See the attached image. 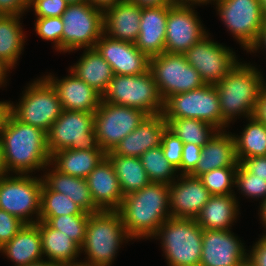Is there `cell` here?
I'll list each match as a JSON object with an SVG mask.
<instances>
[{
    "mask_svg": "<svg viewBox=\"0 0 266 266\" xmlns=\"http://www.w3.org/2000/svg\"><path fill=\"white\" fill-rule=\"evenodd\" d=\"M0 149L5 173H31L47 169L51 155L47 146V133L20 122L9 111L5 113L0 127ZM9 171V172H8Z\"/></svg>",
    "mask_w": 266,
    "mask_h": 266,
    "instance_id": "obj_1",
    "label": "cell"
},
{
    "mask_svg": "<svg viewBox=\"0 0 266 266\" xmlns=\"http://www.w3.org/2000/svg\"><path fill=\"white\" fill-rule=\"evenodd\" d=\"M169 208V185L150 182L124 196L117 211L131 239H148L171 217Z\"/></svg>",
    "mask_w": 266,
    "mask_h": 266,
    "instance_id": "obj_2",
    "label": "cell"
},
{
    "mask_svg": "<svg viewBox=\"0 0 266 266\" xmlns=\"http://www.w3.org/2000/svg\"><path fill=\"white\" fill-rule=\"evenodd\" d=\"M266 85L262 74L254 66L238 62L214 86L218 92L222 120L229 125L235 116L254 117L262 88Z\"/></svg>",
    "mask_w": 266,
    "mask_h": 266,
    "instance_id": "obj_3",
    "label": "cell"
},
{
    "mask_svg": "<svg viewBox=\"0 0 266 266\" xmlns=\"http://www.w3.org/2000/svg\"><path fill=\"white\" fill-rule=\"evenodd\" d=\"M131 239L126 233L121 216L117 210H101L89 214L86 227L84 250L86 263L110 266L117 250L124 240Z\"/></svg>",
    "mask_w": 266,
    "mask_h": 266,
    "instance_id": "obj_4",
    "label": "cell"
},
{
    "mask_svg": "<svg viewBox=\"0 0 266 266\" xmlns=\"http://www.w3.org/2000/svg\"><path fill=\"white\" fill-rule=\"evenodd\" d=\"M203 229L195 219L169 218L152 237H160L169 266H199Z\"/></svg>",
    "mask_w": 266,
    "mask_h": 266,
    "instance_id": "obj_5",
    "label": "cell"
},
{
    "mask_svg": "<svg viewBox=\"0 0 266 266\" xmlns=\"http://www.w3.org/2000/svg\"><path fill=\"white\" fill-rule=\"evenodd\" d=\"M102 101L136 108L149 116L162 114L164 108V100L150 70L140 75H113Z\"/></svg>",
    "mask_w": 266,
    "mask_h": 266,
    "instance_id": "obj_6",
    "label": "cell"
},
{
    "mask_svg": "<svg viewBox=\"0 0 266 266\" xmlns=\"http://www.w3.org/2000/svg\"><path fill=\"white\" fill-rule=\"evenodd\" d=\"M26 89L16 107L8 102V111L20 122L48 133L63 111L56 90L45 78L34 81Z\"/></svg>",
    "mask_w": 266,
    "mask_h": 266,
    "instance_id": "obj_7",
    "label": "cell"
},
{
    "mask_svg": "<svg viewBox=\"0 0 266 266\" xmlns=\"http://www.w3.org/2000/svg\"><path fill=\"white\" fill-rule=\"evenodd\" d=\"M50 155L63 149L102 150L94 129V113L63 110L47 133Z\"/></svg>",
    "mask_w": 266,
    "mask_h": 266,
    "instance_id": "obj_8",
    "label": "cell"
},
{
    "mask_svg": "<svg viewBox=\"0 0 266 266\" xmlns=\"http://www.w3.org/2000/svg\"><path fill=\"white\" fill-rule=\"evenodd\" d=\"M218 92L214 85L203 86L170 96L164 102L165 119L194 118L215 126L219 131L228 125L222 120Z\"/></svg>",
    "mask_w": 266,
    "mask_h": 266,
    "instance_id": "obj_9",
    "label": "cell"
},
{
    "mask_svg": "<svg viewBox=\"0 0 266 266\" xmlns=\"http://www.w3.org/2000/svg\"><path fill=\"white\" fill-rule=\"evenodd\" d=\"M61 19L63 52L94 48L104 34L103 11L87 1L69 4Z\"/></svg>",
    "mask_w": 266,
    "mask_h": 266,
    "instance_id": "obj_10",
    "label": "cell"
},
{
    "mask_svg": "<svg viewBox=\"0 0 266 266\" xmlns=\"http://www.w3.org/2000/svg\"><path fill=\"white\" fill-rule=\"evenodd\" d=\"M42 185V177L32 178L26 174L8 177L5 173L0 178V209L20 218L26 224L37 223L41 210ZM34 213L36 221L30 219Z\"/></svg>",
    "mask_w": 266,
    "mask_h": 266,
    "instance_id": "obj_11",
    "label": "cell"
},
{
    "mask_svg": "<svg viewBox=\"0 0 266 266\" xmlns=\"http://www.w3.org/2000/svg\"><path fill=\"white\" fill-rule=\"evenodd\" d=\"M149 70L164 102L175 94L195 90L205 84L198 71L183 54L163 52L150 57Z\"/></svg>",
    "mask_w": 266,
    "mask_h": 266,
    "instance_id": "obj_12",
    "label": "cell"
},
{
    "mask_svg": "<svg viewBox=\"0 0 266 266\" xmlns=\"http://www.w3.org/2000/svg\"><path fill=\"white\" fill-rule=\"evenodd\" d=\"M149 115L139 109L101 101L94 113V129L100 148L108 153Z\"/></svg>",
    "mask_w": 266,
    "mask_h": 266,
    "instance_id": "obj_13",
    "label": "cell"
},
{
    "mask_svg": "<svg viewBox=\"0 0 266 266\" xmlns=\"http://www.w3.org/2000/svg\"><path fill=\"white\" fill-rule=\"evenodd\" d=\"M225 26L249 52L258 40L265 16L260 0H212Z\"/></svg>",
    "mask_w": 266,
    "mask_h": 266,
    "instance_id": "obj_14",
    "label": "cell"
},
{
    "mask_svg": "<svg viewBox=\"0 0 266 266\" xmlns=\"http://www.w3.org/2000/svg\"><path fill=\"white\" fill-rule=\"evenodd\" d=\"M234 53L231 49L209 40L207 34L183 55L198 71L205 84L215 85L238 63Z\"/></svg>",
    "mask_w": 266,
    "mask_h": 266,
    "instance_id": "obj_15",
    "label": "cell"
},
{
    "mask_svg": "<svg viewBox=\"0 0 266 266\" xmlns=\"http://www.w3.org/2000/svg\"><path fill=\"white\" fill-rule=\"evenodd\" d=\"M192 7L193 5L178 4L169 6L165 37L166 53L184 54L208 34Z\"/></svg>",
    "mask_w": 266,
    "mask_h": 266,
    "instance_id": "obj_16",
    "label": "cell"
},
{
    "mask_svg": "<svg viewBox=\"0 0 266 266\" xmlns=\"http://www.w3.org/2000/svg\"><path fill=\"white\" fill-rule=\"evenodd\" d=\"M241 241L229 230H203L199 266H241L248 254Z\"/></svg>",
    "mask_w": 266,
    "mask_h": 266,
    "instance_id": "obj_17",
    "label": "cell"
},
{
    "mask_svg": "<svg viewBox=\"0 0 266 266\" xmlns=\"http://www.w3.org/2000/svg\"><path fill=\"white\" fill-rule=\"evenodd\" d=\"M94 48L110 64L114 75H140L149 70L150 58L135 43L111 39L103 34Z\"/></svg>",
    "mask_w": 266,
    "mask_h": 266,
    "instance_id": "obj_18",
    "label": "cell"
},
{
    "mask_svg": "<svg viewBox=\"0 0 266 266\" xmlns=\"http://www.w3.org/2000/svg\"><path fill=\"white\" fill-rule=\"evenodd\" d=\"M178 180L169 185L171 218L195 219L212 195L199 177L180 174Z\"/></svg>",
    "mask_w": 266,
    "mask_h": 266,
    "instance_id": "obj_19",
    "label": "cell"
},
{
    "mask_svg": "<svg viewBox=\"0 0 266 266\" xmlns=\"http://www.w3.org/2000/svg\"><path fill=\"white\" fill-rule=\"evenodd\" d=\"M70 76L61 80L51 74L44 78L56 90L63 110L95 113L102 95L70 71Z\"/></svg>",
    "mask_w": 266,
    "mask_h": 266,
    "instance_id": "obj_20",
    "label": "cell"
},
{
    "mask_svg": "<svg viewBox=\"0 0 266 266\" xmlns=\"http://www.w3.org/2000/svg\"><path fill=\"white\" fill-rule=\"evenodd\" d=\"M168 128L163 114L148 116L133 132L124 137L113 152L120 156L140 157L151 148L161 145Z\"/></svg>",
    "mask_w": 266,
    "mask_h": 266,
    "instance_id": "obj_21",
    "label": "cell"
},
{
    "mask_svg": "<svg viewBox=\"0 0 266 266\" xmlns=\"http://www.w3.org/2000/svg\"><path fill=\"white\" fill-rule=\"evenodd\" d=\"M94 204L100 210H118L124 194L112 164L105 157L86 177Z\"/></svg>",
    "mask_w": 266,
    "mask_h": 266,
    "instance_id": "obj_22",
    "label": "cell"
},
{
    "mask_svg": "<svg viewBox=\"0 0 266 266\" xmlns=\"http://www.w3.org/2000/svg\"><path fill=\"white\" fill-rule=\"evenodd\" d=\"M169 6L141 8L140 32L135 46L149 58L165 52Z\"/></svg>",
    "mask_w": 266,
    "mask_h": 266,
    "instance_id": "obj_23",
    "label": "cell"
},
{
    "mask_svg": "<svg viewBox=\"0 0 266 266\" xmlns=\"http://www.w3.org/2000/svg\"><path fill=\"white\" fill-rule=\"evenodd\" d=\"M103 22L106 36L135 43L140 32L141 8L125 0L104 10Z\"/></svg>",
    "mask_w": 266,
    "mask_h": 266,
    "instance_id": "obj_24",
    "label": "cell"
},
{
    "mask_svg": "<svg viewBox=\"0 0 266 266\" xmlns=\"http://www.w3.org/2000/svg\"><path fill=\"white\" fill-rule=\"evenodd\" d=\"M224 132L218 131L202 147L200 160L189 175L199 177L216 168L238 167L233 134Z\"/></svg>",
    "mask_w": 266,
    "mask_h": 266,
    "instance_id": "obj_25",
    "label": "cell"
},
{
    "mask_svg": "<svg viewBox=\"0 0 266 266\" xmlns=\"http://www.w3.org/2000/svg\"><path fill=\"white\" fill-rule=\"evenodd\" d=\"M43 177L42 182L49 190L65 194L84 212L90 214L101 211L94 204L86 178L63 174L54 167L52 171H48Z\"/></svg>",
    "mask_w": 266,
    "mask_h": 266,
    "instance_id": "obj_26",
    "label": "cell"
},
{
    "mask_svg": "<svg viewBox=\"0 0 266 266\" xmlns=\"http://www.w3.org/2000/svg\"><path fill=\"white\" fill-rule=\"evenodd\" d=\"M0 251L15 262V266H26L41 260L43 256L41 234L35 224H26Z\"/></svg>",
    "mask_w": 266,
    "mask_h": 266,
    "instance_id": "obj_27",
    "label": "cell"
},
{
    "mask_svg": "<svg viewBox=\"0 0 266 266\" xmlns=\"http://www.w3.org/2000/svg\"><path fill=\"white\" fill-rule=\"evenodd\" d=\"M235 194L212 195L195 218L203 230H229L239 213Z\"/></svg>",
    "mask_w": 266,
    "mask_h": 266,
    "instance_id": "obj_28",
    "label": "cell"
},
{
    "mask_svg": "<svg viewBox=\"0 0 266 266\" xmlns=\"http://www.w3.org/2000/svg\"><path fill=\"white\" fill-rule=\"evenodd\" d=\"M105 157L103 150L63 149L51 155L49 166L66 175L86 178Z\"/></svg>",
    "mask_w": 266,
    "mask_h": 266,
    "instance_id": "obj_29",
    "label": "cell"
},
{
    "mask_svg": "<svg viewBox=\"0 0 266 266\" xmlns=\"http://www.w3.org/2000/svg\"><path fill=\"white\" fill-rule=\"evenodd\" d=\"M35 225L41 234V244L43 255L49 261L60 266L74 263L81 253V247L75 243L68 235L51 228L46 222L38 221Z\"/></svg>",
    "mask_w": 266,
    "mask_h": 266,
    "instance_id": "obj_30",
    "label": "cell"
},
{
    "mask_svg": "<svg viewBox=\"0 0 266 266\" xmlns=\"http://www.w3.org/2000/svg\"><path fill=\"white\" fill-rule=\"evenodd\" d=\"M69 70L101 95L114 75L110 64L95 48L85 49L79 61Z\"/></svg>",
    "mask_w": 266,
    "mask_h": 266,
    "instance_id": "obj_31",
    "label": "cell"
},
{
    "mask_svg": "<svg viewBox=\"0 0 266 266\" xmlns=\"http://www.w3.org/2000/svg\"><path fill=\"white\" fill-rule=\"evenodd\" d=\"M119 180L124 196L142 189L150 183L140 158L120 156L113 151L106 153Z\"/></svg>",
    "mask_w": 266,
    "mask_h": 266,
    "instance_id": "obj_32",
    "label": "cell"
},
{
    "mask_svg": "<svg viewBox=\"0 0 266 266\" xmlns=\"http://www.w3.org/2000/svg\"><path fill=\"white\" fill-rule=\"evenodd\" d=\"M21 16L0 15V59L11 69L17 64V60L24 48V37Z\"/></svg>",
    "mask_w": 266,
    "mask_h": 266,
    "instance_id": "obj_33",
    "label": "cell"
},
{
    "mask_svg": "<svg viewBox=\"0 0 266 266\" xmlns=\"http://www.w3.org/2000/svg\"><path fill=\"white\" fill-rule=\"evenodd\" d=\"M249 123L240 136H235V148L238 162L246 158L266 156V124L255 116L248 118Z\"/></svg>",
    "mask_w": 266,
    "mask_h": 266,
    "instance_id": "obj_34",
    "label": "cell"
},
{
    "mask_svg": "<svg viewBox=\"0 0 266 266\" xmlns=\"http://www.w3.org/2000/svg\"><path fill=\"white\" fill-rule=\"evenodd\" d=\"M168 129L183 143H192L203 147L219 130L204 121L194 118L165 119Z\"/></svg>",
    "mask_w": 266,
    "mask_h": 266,
    "instance_id": "obj_35",
    "label": "cell"
},
{
    "mask_svg": "<svg viewBox=\"0 0 266 266\" xmlns=\"http://www.w3.org/2000/svg\"><path fill=\"white\" fill-rule=\"evenodd\" d=\"M139 158L150 182L170 185L176 180L177 169L165 158L161 145L147 150Z\"/></svg>",
    "mask_w": 266,
    "mask_h": 266,
    "instance_id": "obj_36",
    "label": "cell"
},
{
    "mask_svg": "<svg viewBox=\"0 0 266 266\" xmlns=\"http://www.w3.org/2000/svg\"><path fill=\"white\" fill-rule=\"evenodd\" d=\"M89 214L84 212L65 194L49 190L44 184L41 190L40 217H57L61 215Z\"/></svg>",
    "mask_w": 266,
    "mask_h": 266,
    "instance_id": "obj_37",
    "label": "cell"
},
{
    "mask_svg": "<svg viewBox=\"0 0 266 266\" xmlns=\"http://www.w3.org/2000/svg\"><path fill=\"white\" fill-rule=\"evenodd\" d=\"M39 221L46 222L51 228L68 235L80 247L84 243L89 214L61 215L57 217H39Z\"/></svg>",
    "mask_w": 266,
    "mask_h": 266,
    "instance_id": "obj_38",
    "label": "cell"
},
{
    "mask_svg": "<svg viewBox=\"0 0 266 266\" xmlns=\"http://www.w3.org/2000/svg\"><path fill=\"white\" fill-rule=\"evenodd\" d=\"M237 168H216L199 176V179L211 195H230L234 193L231 189L235 185Z\"/></svg>",
    "mask_w": 266,
    "mask_h": 266,
    "instance_id": "obj_39",
    "label": "cell"
},
{
    "mask_svg": "<svg viewBox=\"0 0 266 266\" xmlns=\"http://www.w3.org/2000/svg\"><path fill=\"white\" fill-rule=\"evenodd\" d=\"M234 187H239L245 196L251 198H261L263 201L266 199V178L256 177L250 173L241 163H239L235 175Z\"/></svg>",
    "mask_w": 266,
    "mask_h": 266,
    "instance_id": "obj_40",
    "label": "cell"
},
{
    "mask_svg": "<svg viewBox=\"0 0 266 266\" xmlns=\"http://www.w3.org/2000/svg\"><path fill=\"white\" fill-rule=\"evenodd\" d=\"M35 31L42 39L54 41V47L62 52L63 21L61 17L37 18Z\"/></svg>",
    "mask_w": 266,
    "mask_h": 266,
    "instance_id": "obj_41",
    "label": "cell"
},
{
    "mask_svg": "<svg viewBox=\"0 0 266 266\" xmlns=\"http://www.w3.org/2000/svg\"><path fill=\"white\" fill-rule=\"evenodd\" d=\"M184 143L168 128L162 136L161 147L168 162L178 169L181 165Z\"/></svg>",
    "mask_w": 266,
    "mask_h": 266,
    "instance_id": "obj_42",
    "label": "cell"
},
{
    "mask_svg": "<svg viewBox=\"0 0 266 266\" xmlns=\"http://www.w3.org/2000/svg\"><path fill=\"white\" fill-rule=\"evenodd\" d=\"M68 5L65 0H29L37 18L61 17Z\"/></svg>",
    "mask_w": 266,
    "mask_h": 266,
    "instance_id": "obj_43",
    "label": "cell"
},
{
    "mask_svg": "<svg viewBox=\"0 0 266 266\" xmlns=\"http://www.w3.org/2000/svg\"><path fill=\"white\" fill-rule=\"evenodd\" d=\"M25 225L20 218L0 209V247L10 241Z\"/></svg>",
    "mask_w": 266,
    "mask_h": 266,
    "instance_id": "obj_44",
    "label": "cell"
},
{
    "mask_svg": "<svg viewBox=\"0 0 266 266\" xmlns=\"http://www.w3.org/2000/svg\"><path fill=\"white\" fill-rule=\"evenodd\" d=\"M201 150V146L192 143H184L181 165L177 169V171H181V175H189L196 168L200 160Z\"/></svg>",
    "mask_w": 266,
    "mask_h": 266,
    "instance_id": "obj_45",
    "label": "cell"
},
{
    "mask_svg": "<svg viewBox=\"0 0 266 266\" xmlns=\"http://www.w3.org/2000/svg\"><path fill=\"white\" fill-rule=\"evenodd\" d=\"M29 8V0H0V15L20 16Z\"/></svg>",
    "mask_w": 266,
    "mask_h": 266,
    "instance_id": "obj_46",
    "label": "cell"
},
{
    "mask_svg": "<svg viewBox=\"0 0 266 266\" xmlns=\"http://www.w3.org/2000/svg\"><path fill=\"white\" fill-rule=\"evenodd\" d=\"M248 262L253 266H266V236L263 234L258 242L253 246Z\"/></svg>",
    "mask_w": 266,
    "mask_h": 266,
    "instance_id": "obj_47",
    "label": "cell"
},
{
    "mask_svg": "<svg viewBox=\"0 0 266 266\" xmlns=\"http://www.w3.org/2000/svg\"><path fill=\"white\" fill-rule=\"evenodd\" d=\"M241 164L256 177L266 178V156L246 158Z\"/></svg>",
    "mask_w": 266,
    "mask_h": 266,
    "instance_id": "obj_48",
    "label": "cell"
},
{
    "mask_svg": "<svg viewBox=\"0 0 266 266\" xmlns=\"http://www.w3.org/2000/svg\"><path fill=\"white\" fill-rule=\"evenodd\" d=\"M260 122L266 124V85L262 88L257 102V109L254 115Z\"/></svg>",
    "mask_w": 266,
    "mask_h": 266,
    "instance_id": "obj_49",
    "label": "cell"
},
{
    "mask_svg": "<svg viewBox=\"0 0 266 266\" xmlns=\"http://www.w3.org/2000/svg\"><path fill=\"white\" fill-rule=\"evenodd\" d=\"M140 8L160 7L173 4L171 0H128Z\"/></svg>",
    "mask_w": 266,
    "mask_h": 266,
    "instance_id": "obj_50",
    "label": "cell"
},
{
    "mask_svg": "<svg viewBox=\"0 0 266 266\" xmlns=\"http://www.w3.org/2000/svg\"><path fill=\"white\" fill-rule=\"evenodd\" d=\"M123 1L125 0H87V2H89L93 7L98 8L102 11Z\"/></svg>",
    "mask_w": 266,
    "mask_h": 266,
    "instance_id": "obj_51",
    "label": "cell"
},
{
    "mask_svg": "<svg viewBox=\"0 0 266 266\" xmlns=\"http://www.w3.org/2000/svg\"><path fill=\"white\" fill-rule=\"evenodd\" d=\"M260 47L266 48V18L264 19L258 40L249 52L257 51Z\"/></svg>",
    "mask_w": 266,
    "mask_h": 266,
    "instance_id": "obj_52",
    "label": "cell"
},
{
    "mask_svg": "<svg viewBox=\"0 0 266 266\" xmlns=\"http://www.w3.org/2000/svg\"><path fill=\"white\" fill-rule=\"evenodd\" d=\"M173 4L178 5H195V4H208L212 0H171Z\"/></svg>",
    "mask_w": 266,
    "mask_h": 266,
    "instance_id": "obj_53",
    "label": "cell"
},
{
    "mask_svg": "<svg viewBox=\"0 0 266 266\" xmlns=\"http://www.w3.org/2000/svg\"><path fill=\"white\" fill-rule=\"evenodd\" d=\"M11 69L4 61L0 59V86L6 81L7 71Z\"/></svg>",
    "mask_w": 266,
    "mask_h": 266,
    "instance_id": "obj_54",
    "label": "cell"
},
{
    "mask_svg": "<svg viewBox=\"0 0 266 266\" xmlns=\"http://www.w3.org/2000/svg\"><path fill=\"white\" fill-rule=\"evenodd\" d=\"M26 266H60L58 265L57 263H54V262H51L49 260H38V261H35L33 263H30Z\"/></svg>",
    "mask_w": 266,
    "mask_h": 266,
    "instance_id": "obj_55",
    "label": "cell"
},
{
    "mask_svg": "<svg viewBox=\"0 0 266 266\" xmlns=\"http://www.w3.org/2000/svg\"><path fill=\"white\" fill-rule=\"evenodd\" d=\"M260 218L263 222L262 224L265 226V229H266V199L263 202H261V205H260ZM265 236H266V233H265Z\"/></svg>",
    "mask_w": 266,
    "mask_h": 266,
    "instance_id": "obj_56",
    "label": "cell"
},
{
    "mask_svg": "<svg viewBox=\"0 0 266 266\" xmlns=\"http://www.w3.org/2000/svg\"><path fill=\"white\" fill-rule=\"evenodd\" d=\"M8 111V102L0 101V127L5 116V113Z\"/></svg>",
    "mask_w": 266,
    "mask_h": 266,
    "instance_id": "obj_57",
    "label": "cell"
},
{
    "mask_svg": "<svg viewBox=\"0 0 266 266\" xmlns=\"http://www.w3.org/2000/svg\"><path fill=\"white\" fill-rule=\"evenodd\" d=\"M63 266H98V265L89 264V263L81 261V262H74V263H71V264H66V265H63Z\"/></svg>",
    "mask_w": 266,
    "mask_h": 266,
    "instance_id": "obj_58",
    "label": "cell"
},
{
    "mask_svg": "<svg viewBox=\"0 0 266 266\" xmlns=\"http://www.w3.org/2000/svg\"><path fill=\"white\" fill-rule=\"evenodd\" d=\"M260 4H261L262 12L266 18V0H260Z\"/></svg>",
    "mask_w": 266,
    "mask_h": 266,
    "instance_id": "obj_59",
    "label": "cell"
},
{
    "mask_svg": "<svg viewBox=\"0 0 266 266\" xmlns=\"http://www.w3.org/2000/svg\"><path fill=\"white\" fill-rule=\"evenodd\" d=\"M5 174L3 165H2V159H1V149H0V178Z\"/></svg>",
    "mask_w": 266,
    "mask_h": 266,
    "instance_id": "obj_60",
    "label": "cell"
},
{
    "mask_svg": "<svg viewBox=\"0 0 266 266\" xmlns=\"http://www.w3.org/2000/svg\"><path fill=\"white\" fill-rule=\"evenodd\" d=\"M65 1L69 4H79V3H83L87 0H65Z\"/></svg>",
    "mask_w": 266,
    "mask_h": 266,
    "instance_id": "obj_61",
    "label": "cell"
},
{
    "mask_svg": "<svg viewBox=\"0 0 266 266\" xmlns=\"http://www.w3.org/2000/svg\"><path fill=\"white\" fill-rule=\"evenodd\" d=\"M241 266H253L250 262H245L244 264H242Z\"/></svg>",
    "mask_w": 266,
    "mask_h": 266,
    "instance_id": "obj_62",
    "label": "cell"
}]
</instances>
